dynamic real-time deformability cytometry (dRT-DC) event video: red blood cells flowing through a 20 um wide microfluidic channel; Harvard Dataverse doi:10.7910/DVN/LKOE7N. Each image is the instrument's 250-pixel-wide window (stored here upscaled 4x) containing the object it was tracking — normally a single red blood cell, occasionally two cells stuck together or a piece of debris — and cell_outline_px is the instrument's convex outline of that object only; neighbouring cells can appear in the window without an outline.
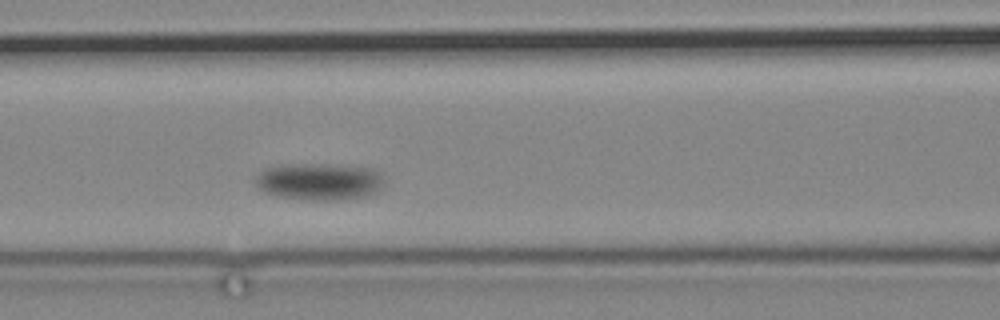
{"species": "common noctule bat (a hibernating species)", "species_latin": "Nyctalus noctula", "temperature_condition": "cold", "stored_images_in_passage": 4, "camera_frame_rate_fps": 3000, "um_per_image_px": 0.085, "animal": {"sex": "male", "body_mass_g": 19.2, "forearm_length_mm": 51.8}, "frame": {"image": 1, "passage_image": 4, "time_ms": 3.333, "image_size_px": [1000, 320], "cell_outline_px": [[384, 188], [376, 192], [364, 196], [344, 200], [308, 200], [276, 196], [264, 192], [256, 188], [256, 176], [264, 168], [280, 164], [324, 164], [372, 168], [380, 172], [384, 180]], "centroid_in_image_um": [27.13, 15.43], "position_along_channel_um": 139.5, "area_um2": 28.26}}